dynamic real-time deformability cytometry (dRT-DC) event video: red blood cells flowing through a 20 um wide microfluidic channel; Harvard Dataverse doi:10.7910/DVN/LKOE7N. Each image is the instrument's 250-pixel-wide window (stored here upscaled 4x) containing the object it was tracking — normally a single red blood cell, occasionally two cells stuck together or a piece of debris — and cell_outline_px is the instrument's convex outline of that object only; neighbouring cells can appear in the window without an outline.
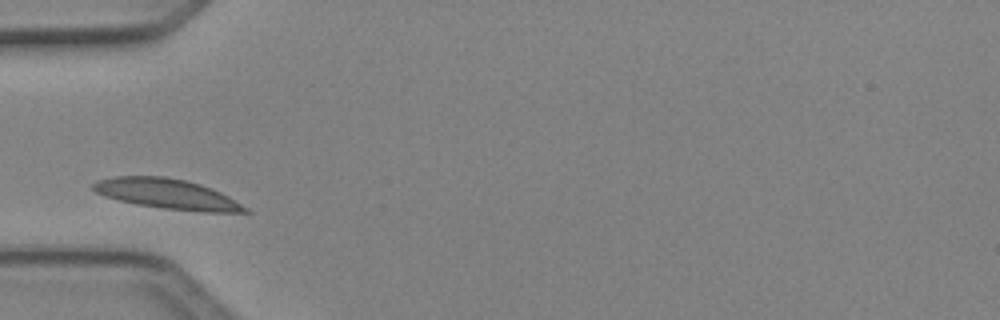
{"species": "Egyptian fruit bat (a non-hibernating species)", "species_latin": "Rousettus aegyptiacus", "temperature_condition": "cold", "stored_images_in_passage": 2, "camera_frame_rate_fps": 3000, "um_per_image_px": 0.085, "animal": {"sex": "female"}, "frame": {"image": 1, "passage_image": 1, "time_ms": 0.0, "image_size_px": [1000, 320], "cell_outline_px": [[252, 212], [200, 212], [164, 208], [136, 204], [104, 196], [96, 192], [92, 188], [92, 184], [96, 180], [112, 176], [164, 176], [184, 180], [200, 184], [212, 188], [228, 196], [248, 208]], "centroid_in_image_um": [14.19, 16.48], "position_along_channel_um": 70.8, "area_um2": 26.59}}
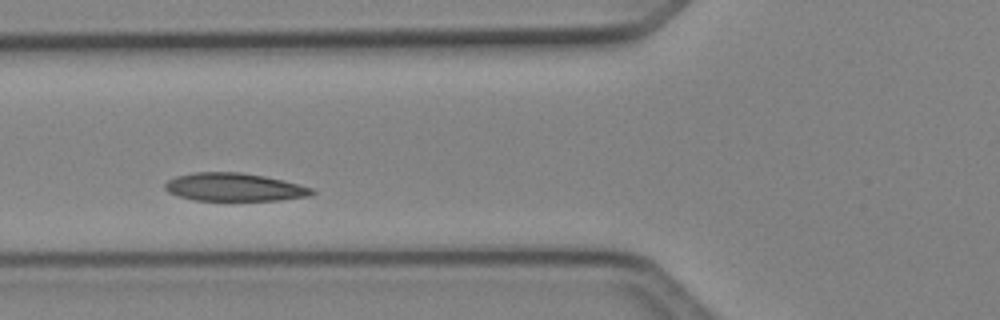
{"frame": {"image": 2, "passage_image": 2, "time_ms": 0.333, "image_size_px": [1000, 320], "cell_outline_px": [[316, 192], [308, 196], [280, 200], [196, 200], [180, 196], [168, 192], [164, 188], [164, 184], [168, 180], [176, 176], [196, 172], [240, 172], [264, 176], [312, 188]], "centroid_in_image_um": [19.88, 15.9], "position_along_channel_um": 105.9, "area_um2": 23.7}}